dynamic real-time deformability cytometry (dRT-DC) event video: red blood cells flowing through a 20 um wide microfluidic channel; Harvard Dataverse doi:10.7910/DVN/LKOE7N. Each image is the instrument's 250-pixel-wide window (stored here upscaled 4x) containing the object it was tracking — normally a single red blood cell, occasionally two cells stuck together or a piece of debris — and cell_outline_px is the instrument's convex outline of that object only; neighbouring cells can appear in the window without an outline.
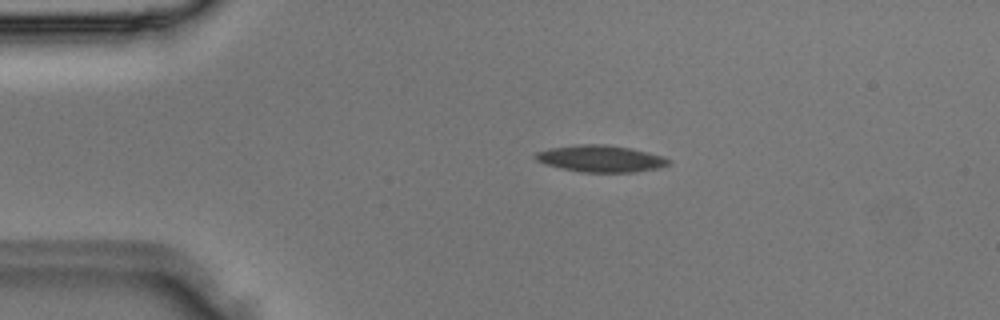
{"species": "Egyptian fruit bat (a non-hibernating species)", "species_latin": "Rousettus aegyptiacus", "temperature_condition": "room temperature", "stored_images_in_passage": 4, "camera_frame_rate_fps": 3000, "um_per_image_px": 0.085, "animal": {"sex": "male"}, "frame": {"image": 1, "passage_image": 3, "time_ms": 0.667, "image_size_px": [1000, 320], "cell_outline_px": [[672, 160], [668, 164], [660, 168], [636, 172], [580, 172], [560, 168], [544, 164], [536, 160], [532, 156], [536, 152], [552, 148], [580, 144], [604, 144], [628, 148], [648, 152], [664, 156]], "centroid_in_image_um": [51.06, 13.49], "position_along_channel_um": 33.9, "area_um2": 20.81}}